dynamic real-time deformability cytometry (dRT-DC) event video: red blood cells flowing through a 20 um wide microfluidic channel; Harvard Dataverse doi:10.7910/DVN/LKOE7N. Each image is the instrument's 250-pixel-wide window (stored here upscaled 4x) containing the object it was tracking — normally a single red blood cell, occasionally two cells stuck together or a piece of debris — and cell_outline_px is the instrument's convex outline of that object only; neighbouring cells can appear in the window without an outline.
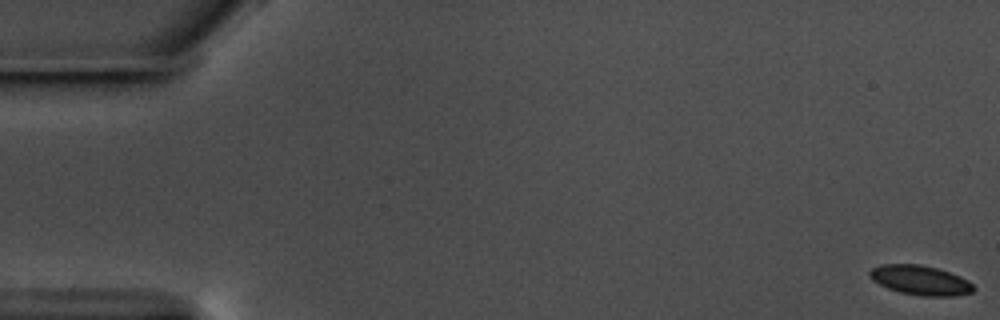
{"species": "common noctule bat (a hibernating species)", "species_latin": "Nyctalus noctula", "temperature_condition": "warm", "stored_images_in_passage": 59, "camera_frame_rate_fps": 3000, "um_per_image_px": 0.085, "animal": {"sex": "male", "body_mass_g": 17.5, "forearm_length_mm": 52.3}, "frame": {"image": 1, "passage_image": 1, "time_ms": 0.0, "image_size_px": [1000, 320], "cell_outline_px": [[976, 288], [972, 292], [956, 296], [920, 296], [900, 292], [888, 288], [872, 280], [868, 276], [868, 272], [872, 268], [884, 264], [920, 264], [936, 268], [960, 276], [968, 280]], "centroid_in_image_um": [78.23, 23.82], "position_along_channel_um": 6.8, "area_um2": 17.92}}
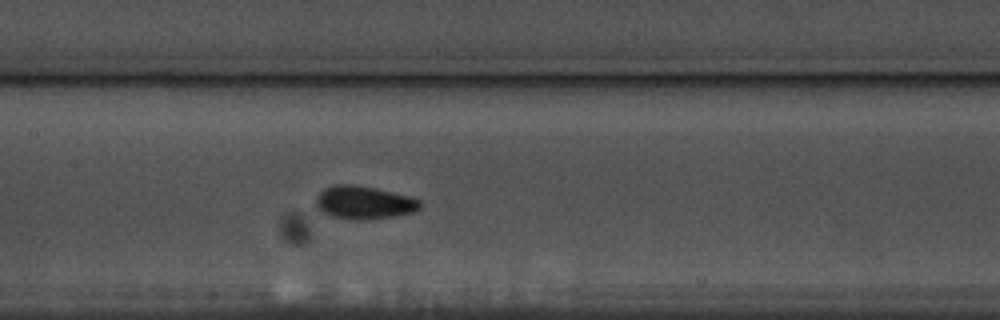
{"frame": {"image": 2, "passage_image": 29, "time_ms": 9.333, "image_size_px": [1000, 320], "cell_outline_px": [[420, 208], [412, 212], [392, 216], [368, 220], [352, 220], [332, 216], [316, 208], [316, 196], [324, 188], [336, 184], [352, 184], [376, 188], [408, 196], [420, 200]], "centroid_in_image_um": [30.9, 17.21], "position_along_channel_um": 176.5, "area_um2": 20.0}}
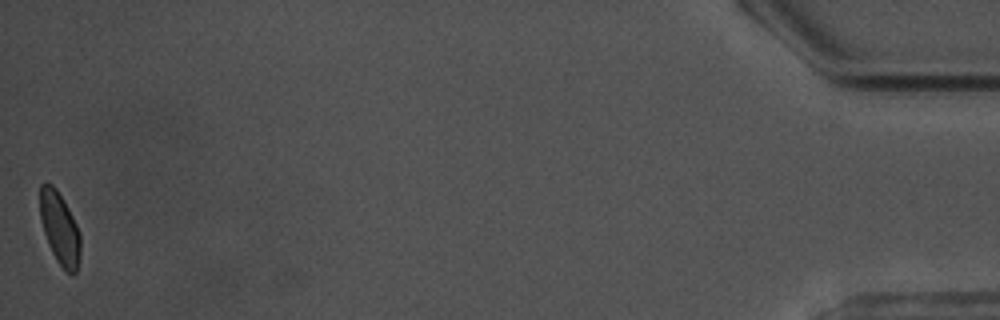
{"frame": {"image": 3, "passage_image": 59, "time_ms": 19.333, "image_size_px": [1000, 320], "cell_outline_px": [[80, 252], [76, 272], [72, 276], [56, 260], [48, 244], [40, 220], [40, 184], [52, 184], [56, 188], [68, 208], [80, 232]], "centroid_in_image_um": [5.07, 19.41], "position_along_channel_um": 430.1, "area_um2": 16.88}, "authors_computed_cell_mechanics": {"area_um2": 18.0336, "velocity_mm_per_s": 3.522, "shape_relaxation_time_tau1_ms": 3.3187, "shape_relaxation_time_tau2_ms": 1.7158, "deformation_change_tau1": 0.0843, "deformation_change_tau2": 0.0626}}